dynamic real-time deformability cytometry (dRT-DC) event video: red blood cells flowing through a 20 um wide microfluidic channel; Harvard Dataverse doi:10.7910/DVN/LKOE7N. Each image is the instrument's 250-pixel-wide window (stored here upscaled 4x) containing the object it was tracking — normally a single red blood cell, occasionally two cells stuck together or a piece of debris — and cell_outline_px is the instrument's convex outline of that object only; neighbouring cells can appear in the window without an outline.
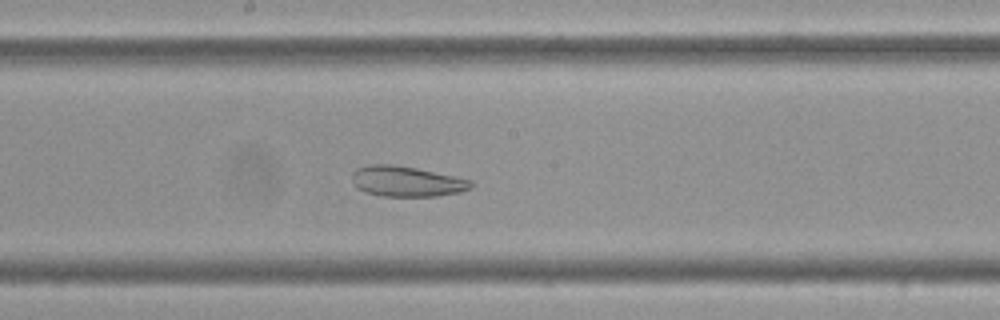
{"species": "Egyptian fruit bat (a non-hibernating species)", "species_latin": "Rousettus aegyptiacus", "temperature_condition": "cold", "stored_images_in_passage": 46, "camera_frame_rate_fps": 3000, "um_per_image_px": 0.085, "frame": {"image": 1, "passage_image": 19, "time_ms": 6.0, "image_size_px": [1000, 320], "cell_outline_px": [[472, 188], [460, 192], [436, 196], [380, 196], [364, 192], [356, 188], [352, 180], [352, 172], [356, 168], [368, 164], [392, 164], [416, 168], [472, 180]], "centroid_in_image_um": [34.52, 15.42], "position_along_channel_um": 213.7, "area_um2": 21.21}}
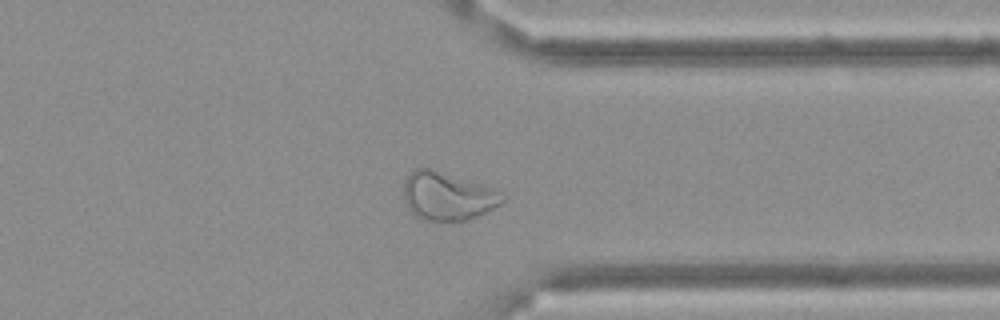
{"frame": {"image": 2, "passage_image": 33, "time_ms": 10.667, "image_size_px": [1000, 320], "cell_outline_px": [[504, 200], [500, 204], [476, 216], [464, 220], [428, 220], [416, 216], [408, 208], [404, 200], [404, 180], [416, 168], [432, 168], [484, 184], [504, 192]], "centroid_in_image_um": [38.05, 16.64], "position_along_channel_um": 373.3, "area_um2": 27.63}}
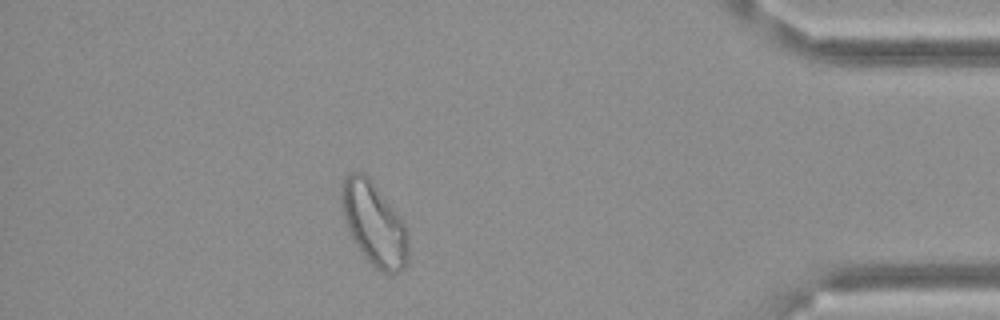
{"frame": {"image": 3, "passage_image": 39, "time_ms": 12.667, "image_size_px": [1000, 320], "cell_outline_px": [[408, 260], [404, 268], [396, 272], [384, 272], [376, 268], [364, 256], [352, 240], [340, 204], [340, 192], [344, 176], [348, 172], [360, 172], [368, 176], [396, 212], [404, 224], [408, 240]], "centroid_in_image_um": [31.76, 19.0], "position_along_channel_um": 403.4, "area_um2": 32.02}, "authors_computed_cell_mechanics": {"area_um2": 26.9059, "velocity_mm_per_s": 3.4608, "shape_relaxation_time_tau1_ms": null, "shape_relaxation_time_tau2_ms": 2.8612, "deformation_change_tau1": null, "deformation_change_tau2": 0.1034}}